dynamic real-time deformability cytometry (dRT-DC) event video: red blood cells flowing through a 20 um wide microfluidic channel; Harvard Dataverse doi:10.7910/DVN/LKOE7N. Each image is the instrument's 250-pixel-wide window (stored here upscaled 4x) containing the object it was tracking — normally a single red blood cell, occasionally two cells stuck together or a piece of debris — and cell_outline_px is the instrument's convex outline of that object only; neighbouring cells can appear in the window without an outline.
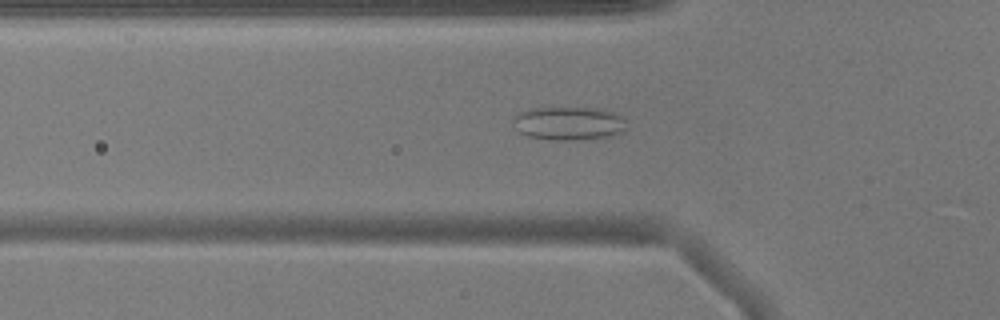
{"species": "common noctule bat (a hibernating species)", "species_latin": "Nyctalus noctula", "temperature_condition": "warm", "stored_images_in_passage": 47, "camera_frame_rate_fps": 3000, "um_per_image_px": 0.085, "animal": {"sex": "male", "body_mass_g": 17.9}, "frame": {"image": 1, "passage_image": 17, "time_ms": 5.333, "image_size_px": [1000, 320], "cell_outline_px": [[624, 128], [620, 132], [608, 136], [572, 140], [556, 140], [528, 136], [520, 132], [512, 124], [512, 116], [528, 108], [596, 108], [612, 112], [620, 116], [624, 120]], "centroid_in_image_um": [48.25, 10.47], "position_along_channel_um": 77.6, "area_um2": 21.79}}
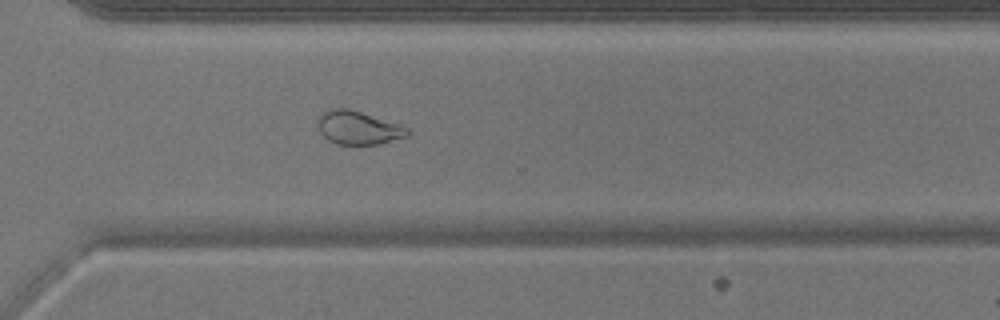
{"frame": {"image": 2, "passage_image": 37, "time_ms": 12.0, "image_size_px": [1000, 320], "cell_outline_px": [[412, 132], [408, 136], [380, 144], [336, 144], [328, 140], [320, 132], [316, 116], [332, 108], [348, 108], [400, 124], [408, 128]], "centroid_in_image_um": [30.46, 10.86], "position_along_channel_um": 340.1, "area_um2": 17.57}}
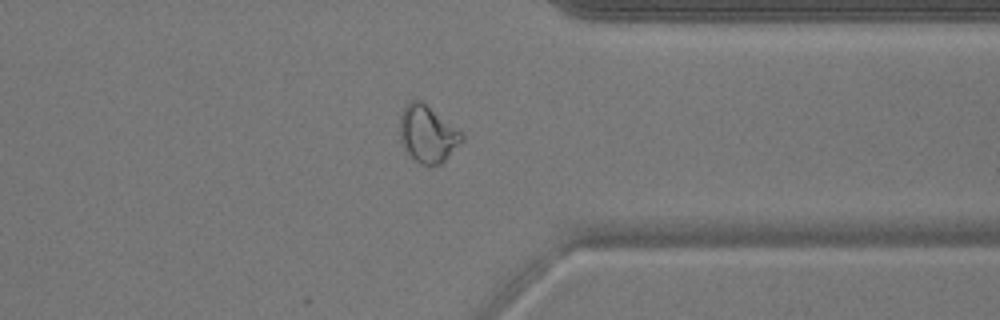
{"frame": {"image": 3, "passage_image": 40, "time_ms": 13.0, "image_size_px": [1000, 320], "cell_outline_px": [[464, 140], [440, 164], [432, 168], [420, 164], [408, 156], [400, 140], [400, 116], [404, 108], [412, 100], [420, 100], [460, 132], [464, 136]], "centroid_in_image_um": [36.31, 11.46], "position_along_channel_um": 375.1, "area_um2": 20.35}}